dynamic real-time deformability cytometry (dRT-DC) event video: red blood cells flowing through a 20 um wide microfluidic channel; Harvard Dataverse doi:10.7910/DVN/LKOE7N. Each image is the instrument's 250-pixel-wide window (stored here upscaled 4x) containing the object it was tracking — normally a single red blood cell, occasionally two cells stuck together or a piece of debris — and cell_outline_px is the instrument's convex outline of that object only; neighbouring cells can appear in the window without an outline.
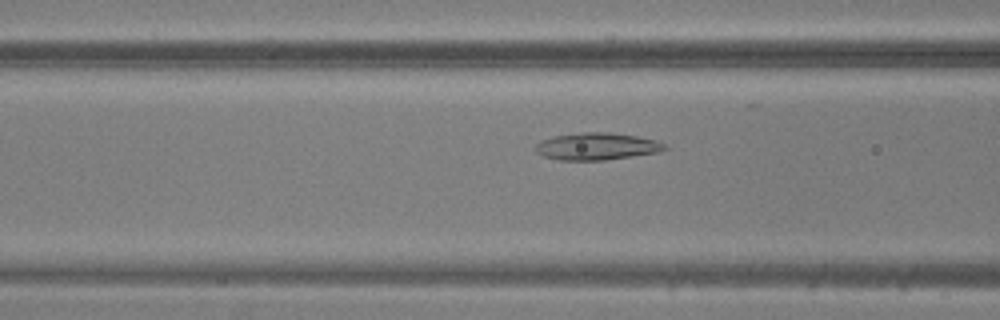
{"species": "common noctule bat (a hibernating species)", "species_latin": "Nyctalus noctula", "temperature_condition": "warm", "stored_images_in_passage": 37, "camera_frame_rate_fps": 3000, "um_per_image_px": 0.085, "animal": {"sex": "male", "body_mass_g": 20.5, "forearm_length_mm": 52.5}, "frame": {"image": 1, "passage_image": 7, "time_ms": 2.0, "image_size_px": [1000, 320], "cell_outline_px": [[668, 148], [660, 152], [604, 160], [560, 160], [544, 156], [536, 152], [532, 148], [540, 140], [552, 136], [580, 132], [608, 132], [636, 136], [656, 140], [664, 144]], "centroid_in_image_um": [50.68, 12.43], "position_along_channel_um": 115.9, "area_um2": 20.58}}
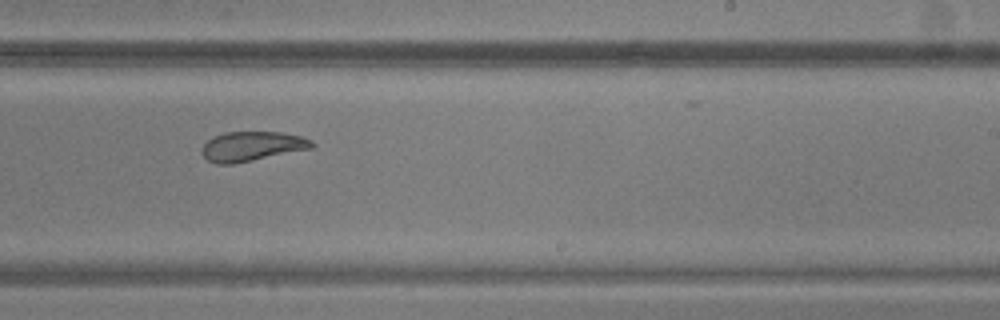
{"frame": {"image": 2, "passage_image": 18, "time_ms": 5.667, "image_size_px": [1000, 320], "cell_outline_px": [[316, 144], [312, 148], [232, 164], [216, 164], [208, 160], [200, 152], [200, 148], [208, 140], [224, 132], [280, 132], [300, 136], [312, 140]], "centroid_in_image_um": [21.4, 12.43], "position_along_channel_um": 267.6, "area_um2": 18.84}}
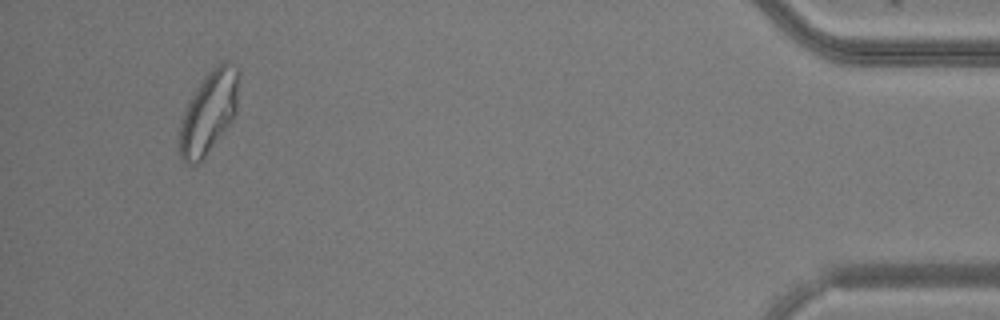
{"frame": {"image": 3, "passage_image": 34, "time_ms": 11.0, "image_size_px": [1000, 320], "cell_outline_px": [[240, 76], [236, 112], [232, 120], [204, 160], [200, 164], [188, 164], [180, 160], [180, 124], [184, 108], [200, 80], [220, 60], [228, 60], [240, 72]], "centroid_in_image_um": [17.75, 9.52], "position_along_channel_um": 417.4, "area_um2": 29.13}}